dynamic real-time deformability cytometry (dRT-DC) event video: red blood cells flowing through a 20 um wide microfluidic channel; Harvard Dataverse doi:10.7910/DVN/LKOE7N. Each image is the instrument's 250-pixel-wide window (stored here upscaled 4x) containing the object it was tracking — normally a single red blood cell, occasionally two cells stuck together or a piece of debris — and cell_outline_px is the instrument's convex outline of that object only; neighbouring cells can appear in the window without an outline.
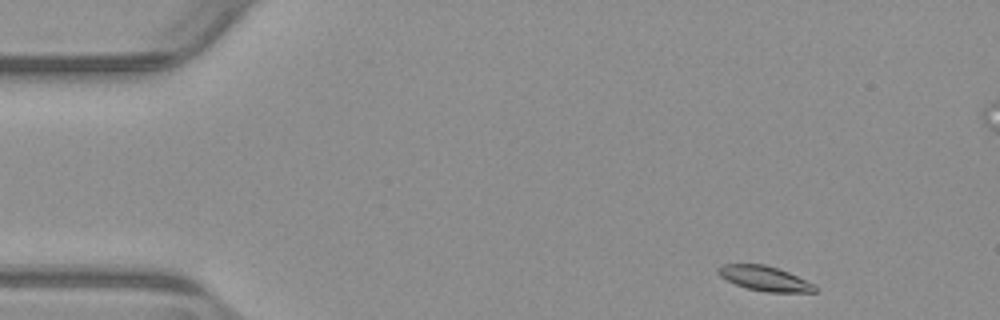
{"species": "common noctule bat (a hibernating species)", "species_latin": "Nyctalus noctula", "temperature_condition": "warm", "stored_images_in_passage": 50, "camera_frame_rate_fps": 3000, "um_per_image_px": 0.085, "animal": {"sex": "male", "body_mass_g": 23.1, "forearm_length_mm": 52.7}, "frame": {"image": 1, "passage_image": 1, "time_ms": 0.0, "image_size_px": [1000, 320], "cell_outline_px": [[820, 288], [816, 292], [764, 292], [744, 288], [720, 276], [716, 272], [716, 268], [724, 264], [764, 264], [788, 272], [816, 284]], "centroid_in_image_um": [65.03, 23.68], "position_along_channel_um": 20.0, "area_um2": 14.16}}
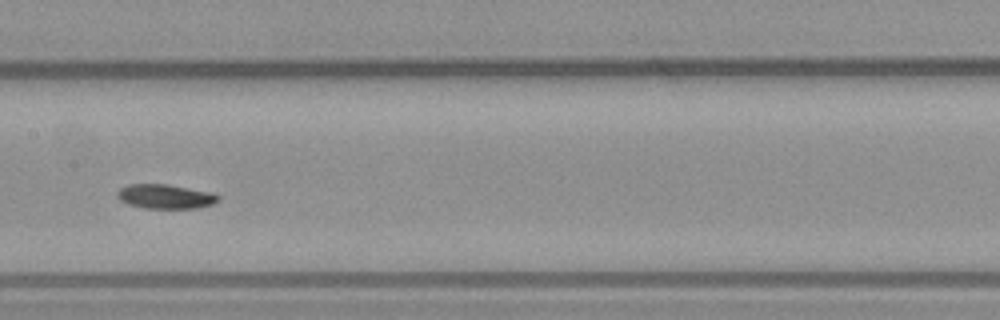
{"frame": {"image": 2, "passage_image": 22, "time_ms": 7.0, "image_size_px": [1000, 320], "cell_outline_px": [[220, 200], [212, 204], [200, 208], [144, 208], [128, 204], [120, 200], [116, 196], [116, 192], [120, 188], [128, 184], [168, 184], [208, 192], [220, 196]], "centroid_in_image_um": [14.03, 16.7], "position_along_channel_um": 193.4, "area_um2": 14.33}}
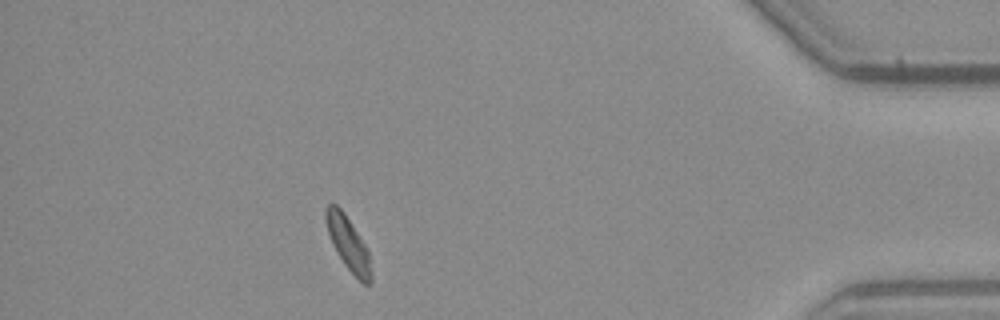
{"frame": {"image": 3, "passage_image": 43, "time_ms": 14.0, "image_size_px": [1000, 320], "cell_outline_px": [[372, 284], [364, 284], [344, 264], [336, 252], [332, 244], [324, 220], [324, 208], [328, 204], [336, 204], [344, 212], [364, 244], [368, 252], [372, 276]], "centroid_in_image_um": [29.56, 20.68], "position_along_channel_um": 405.6, "area_um2": 13.99}, "authors_computed_cell_mechanics": {"area_um2": 14.5367, "velocity_mm_per_s": 3.7968, "shape_relaxation_time_tau1_ms": 4.9613, "shape_relaxation_time_tau2_ms": null, "deformation_change_tau1": 0.1098, "deformation_change_tau2": null}}